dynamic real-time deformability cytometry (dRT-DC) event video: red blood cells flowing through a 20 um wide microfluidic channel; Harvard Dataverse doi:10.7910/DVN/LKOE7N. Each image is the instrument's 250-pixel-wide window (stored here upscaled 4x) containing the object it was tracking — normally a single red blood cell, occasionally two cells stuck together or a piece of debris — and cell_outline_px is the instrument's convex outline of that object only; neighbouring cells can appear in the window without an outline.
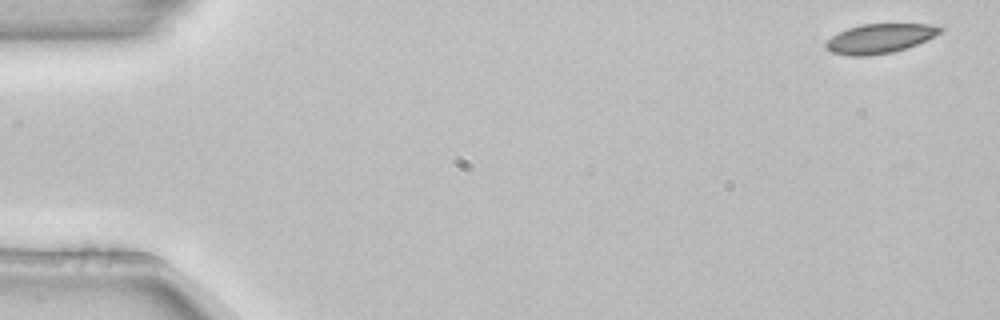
{"species": "common noctule bat (a hibernating species)", "species_latin": "Nyctalus noctula", "temperature_condition": "room temperature", "stored_images_in_passage": 6, "segment_of_instrument_passage": [1, 2], "camera_frame_rate_fps": 3000, "um_per_image_px": 0.085, "animal": {"sex": "female", "body_mass_g": 22.7, "forearm_length_mm": 54.2}, "frame": {"image": 1, "passage_image": 1, "time_ms": 0.0, "image_size_px": [1000, 320], "cell_outline_px": [[944, 28], [940, 32], [908, 48], [892, 52], [868, 56], [848, 56], [832, 52], [824, 48], [824, 44], [832, 36], [848, 28], [860, 24], [928, 24]], "centroid_in_image_um": [74.72, 3.28], "position_along_channel_um": 10.3, "area_um2": 19.42}}